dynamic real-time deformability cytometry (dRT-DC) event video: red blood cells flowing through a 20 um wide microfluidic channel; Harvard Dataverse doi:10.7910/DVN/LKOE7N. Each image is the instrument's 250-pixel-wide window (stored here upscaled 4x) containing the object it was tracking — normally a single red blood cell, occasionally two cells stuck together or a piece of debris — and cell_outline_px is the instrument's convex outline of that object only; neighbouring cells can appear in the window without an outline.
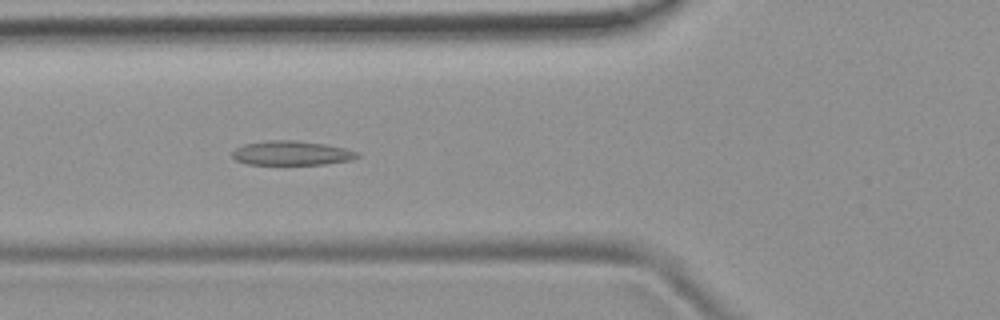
{"species": "common noctule bat (a hibernating species)", "species_latin": "Nyctalus noctula", "temperature_condition": "room temperature", "stored_images_in_passage": 51, "camera_frame_rate_fps": 3000, "um_per_image_px": 0.085, "animal": {"sex": "female", "body_mass_g": 19.9}, "frame": {"image": 1, "passage_image": 18, "time_ms": 5.667, "image_size_px": [1000, 320], "cell_outline_px": [[360, 156], [352, 160], [324, 164], [248, 164], [236, 160], [232, 156], [232, 152], [236, 148], [244, 144], [268, 140], [296, 140], [324, 144], [344, 148], [360, 152]], "centroid_in_image_um": [24.81, 13.01], "position_along_channel_um": 101.0, "area_um2": 17.69}}
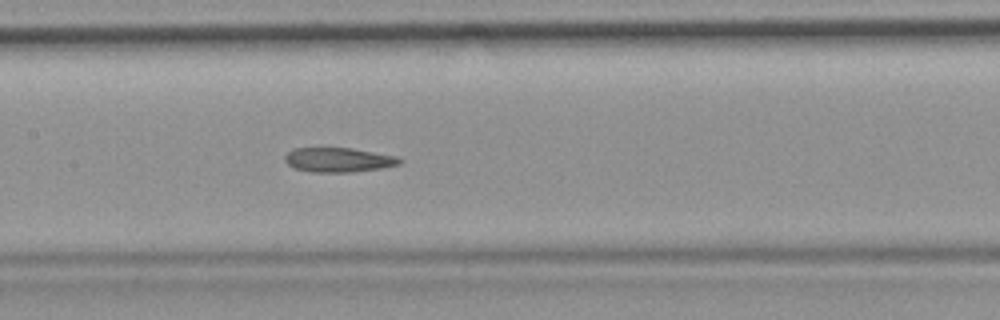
{"frame": {"image": 2, "passage_image": 24, "time_ms": 7.667, "image_size_px": [1000, 320], "cell_outline_px": [[404, 160], [400, 164], [380, 168], [352, 172], [312, 172], [296, 168], [288, 164], [284, 160], [284, 156], [292, 148], [352, 148], [396, 156]], "centroid_in_image_um": [28.77, 13.58], "position_along_channel_um": 178.6, "area_um2": 16.3}}
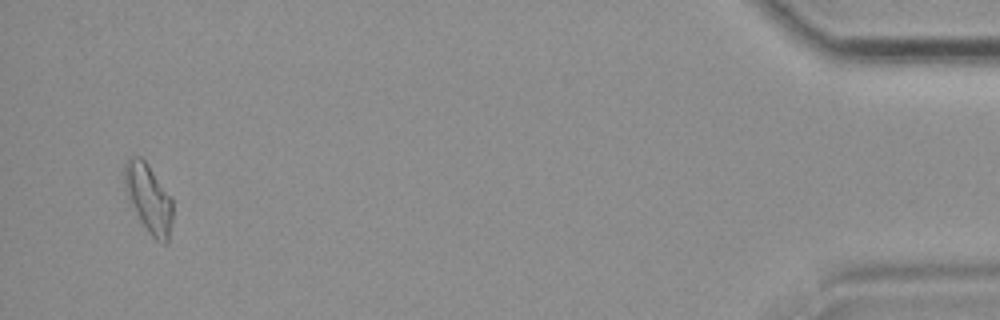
{"frame": {"image": 3, "passage_image": 49, "time_ms": 16.0, "image_size_px": [1000, 320], "cell_outline_px": [[172, 220], [168, 240], [164, 244], [156, 240], [148, 232], [140, 220], [128, 200], [124, 188], [124, 164], [132, 156], [140, 156], [148, 164], [172, 196]], "centroid_in_image_um": [12.63, 16.84], "position_along_channel_um": 422.6, "area_um2": 19.42}, "authors_computed_cell_mechanics": {"area_um2": 17.6868, "velocity_mm_per_s": 3.8745, "shape_relaxation_time_tau1_ms": null, "shape_relaxation_time_tau2_ms": 4.9366, "deformation_change_tau1": null, "deformation_change_tau2": 0.1381}}